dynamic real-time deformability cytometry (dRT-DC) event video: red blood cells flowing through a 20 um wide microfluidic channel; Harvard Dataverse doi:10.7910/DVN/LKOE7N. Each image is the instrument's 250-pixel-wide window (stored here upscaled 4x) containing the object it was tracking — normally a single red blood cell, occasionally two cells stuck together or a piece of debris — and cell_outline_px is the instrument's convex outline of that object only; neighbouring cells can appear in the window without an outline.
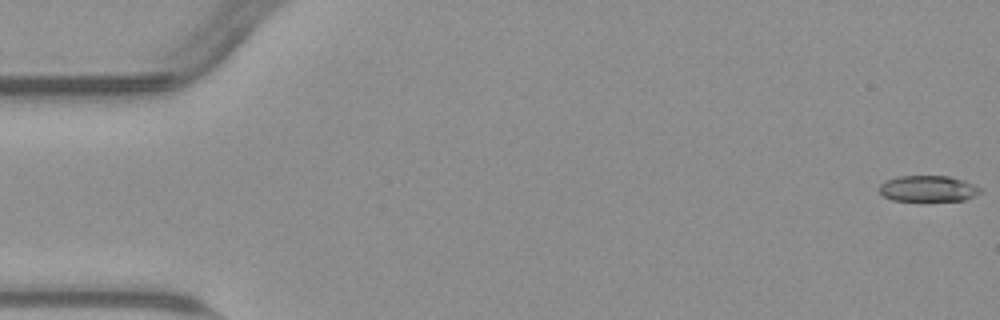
{"species": "common noctule bat (a hibernating species)", "species_latin": "Nyctalus noctula", "temperature_condition": "warm", "stored_images_in_passage": 55, "camera_frame_rate_fps": 3000, "um_per_image_px": 0.085, "animal": {"sex": "male", "body_mass_g": 23.1, "forearm_length_mm": 52.7}, "frame": {"image": 1, "passage_image": 1, "time_ms": 0.0, "image_size_px": [1000, 320], "cell_outline_px": [[984, 192], [964, 200], [892, 200], [884, 196], [880, 192], [880, 184], [884, 180], [900, 176], [948, 176], [964, 180], [984, 188]], "centroid_in_image_um": [78.94, 16.02], "position_along_channel_um": 6.1, "area_um2": 15.37}}
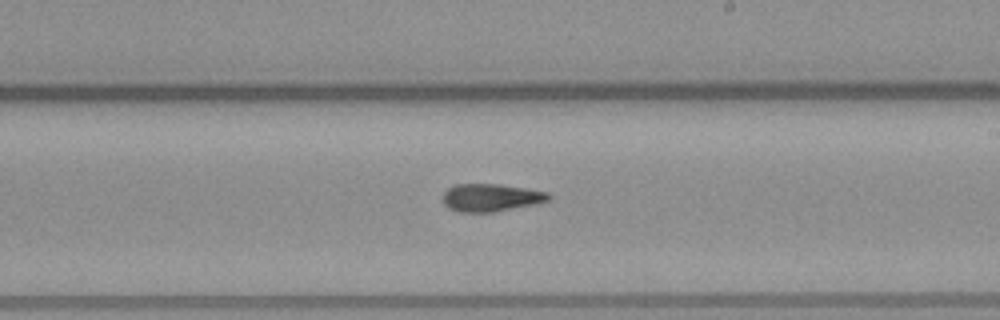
{"frame": {"image": 2, "passage_image": 32, "time_ms": 10.333, "image_size_px": [1000, 320], "cell_outline_px": [[552, 196], [548, 200], [536, 204], [492, 212], [460, 212], [448, 208], [440, 200], [444, 192], [448, 188], [456, 184], [496, 184], [528, 188], [548, 192]], "centroid_in_image_um": [41.7, 16.79], "position_along_channel_um": 247.3, "area_um2": 17.22}}
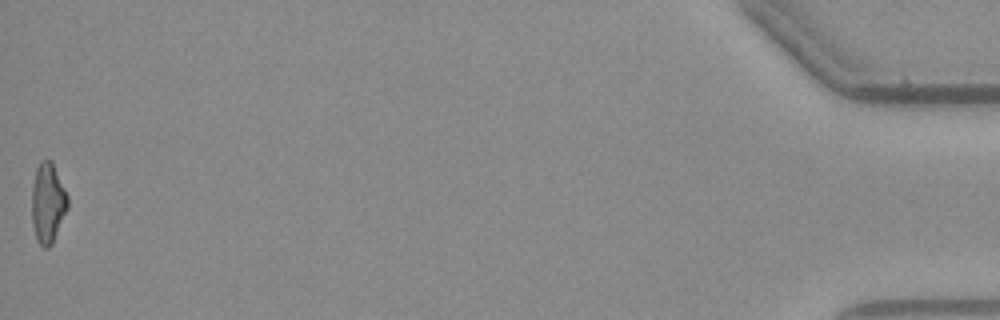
{"frame": {"image": 3, "passage_image": 55, "time_ms": 18.0, "image_size_px": [1000, 320], "cell_outline_px": [[68, 208], [52, 244], [48, 248], [44, 248], [36, 240], [32, 224], [32, 184], [36, 168], [40, 160], [52, 160], [68, 196]], "centroid_in_image_um": [4.06, 17.25], "position_along_channel_um": 431.1, "area_um2": 16.94}, "authors_computed_cell_mechanics": {"area_um2": 16.9354, "velocity_mm_per_s": 3.8087, "shape_relaxation_time_tau1_ms": null, "shape_relaxation_time_tau2_ms": 9.9749, "deformation_change_tau1": null, "deformation_change_tau2": 0.2168}}